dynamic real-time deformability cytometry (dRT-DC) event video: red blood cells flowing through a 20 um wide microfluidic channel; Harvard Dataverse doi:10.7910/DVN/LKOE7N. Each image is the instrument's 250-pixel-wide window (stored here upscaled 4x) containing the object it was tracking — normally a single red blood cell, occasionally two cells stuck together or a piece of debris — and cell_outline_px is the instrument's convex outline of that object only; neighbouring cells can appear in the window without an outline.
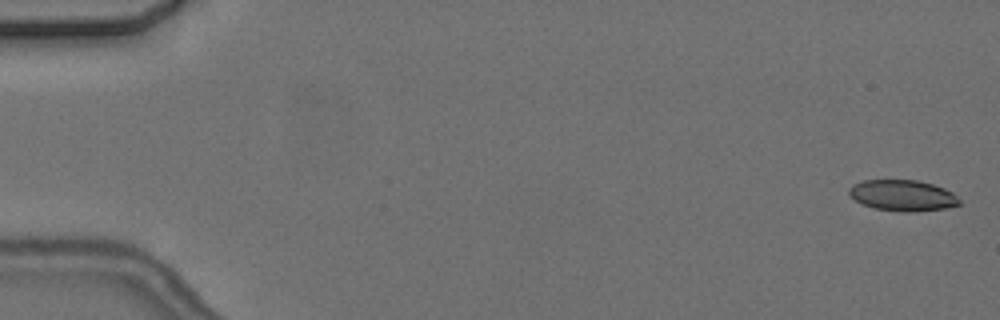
{"species": "common noctule bat (a hibernating species)", "species_latin": "Nyctalus noctula", "temperature_condition": "cold", "stored_images_in_passage": 11, "camera_frame_rate_fps": 3000, "um_per_image_px": 0.085, "animal": {"sex": "female", "body_mass_g": 24.6, "forearm_length_mm": 56.2}, "frame": {"image": 1, "passage_image": 1, "time_ms": 0.0, "image_size_px": [1000, 320], "cell_outline_px": [[960, 204], [944, 208], [912, 212], [900, 212], [876, 208], [864, 204], [848, 196], [848, 188], [852, 184], [864, 180], [916, 180], [932, 184], [944, 188], [952, 192], [960, 200]], "centroid_in_image_um": [76.69, 16.61], "position_along_channel_um": 8.3, "area_um2": 19.88}}
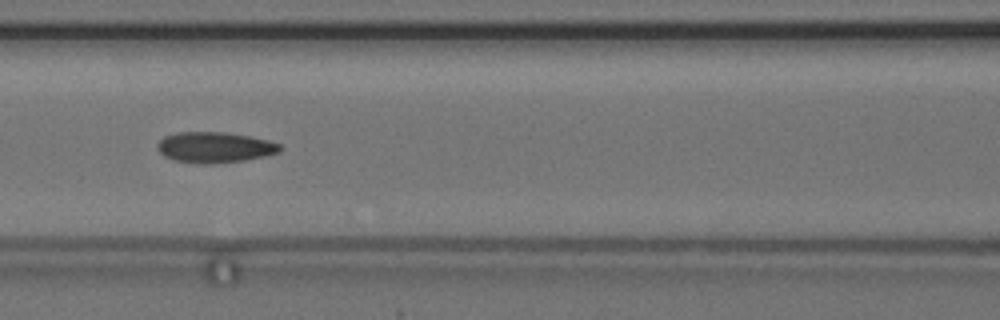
{"frame": {"image": 2, "passage_image": 7, "time_ms": 8.0, "image_size_px": [1000, 320], "cell_outline_px": [[284, 148], [280, 152], [264, 156], [244, 160], [208, 164], [204, 164], [172, 160], [164, 156], [156, 148], [156, 144], [164, 136], [176, 132], [224, 132], [248, 136], [268, 140], [280, 144]], "centroid_in_image_um": [18.23, 12.52], "position_along_channel_um": 148.4, "area_um2": 22.02}}